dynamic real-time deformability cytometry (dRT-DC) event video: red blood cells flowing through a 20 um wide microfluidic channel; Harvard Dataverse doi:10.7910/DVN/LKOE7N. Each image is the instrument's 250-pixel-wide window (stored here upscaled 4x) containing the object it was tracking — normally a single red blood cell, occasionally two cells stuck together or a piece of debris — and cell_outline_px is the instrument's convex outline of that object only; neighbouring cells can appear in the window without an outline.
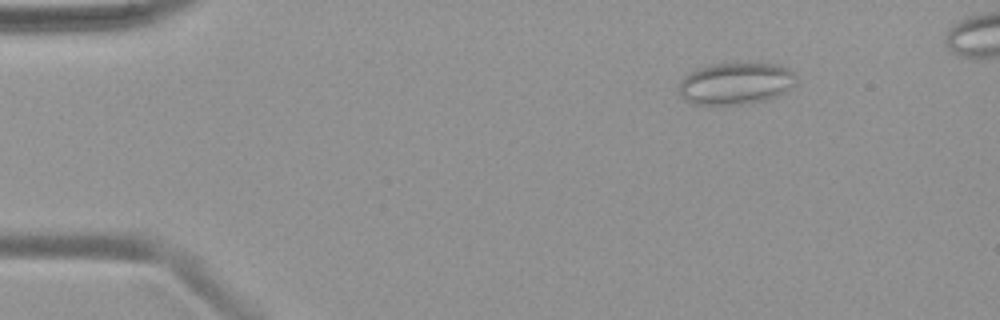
{"species": "common noctule bat (a hibernating species)", "species_latin": "Nyctalus noctula", "temperature_condition": "warm", "stored_images_in_passage": 48, "camera_frame_rate_fps": 3000, "um_per_image_px": 0.085, "animal": {"sex": "female", "body_mass_g": 19.9}, "frame": {"image": 1, "passage_image": 7, "time_ms": 2.0, "image_size_px": [1000, 320], "cell_outline_px": [[796, 84], [784, 92], [776, 96], [764, 100], [740, 104], [692, 104], [684, 100], [680, 96], [680, 80], [688, 72], [704, 64], [780, 64], [796, 72]], "centroid_in_image_um": [62.52, 7.08], "position_along_channel_um": 22.5, "area_um2": 28.78}}
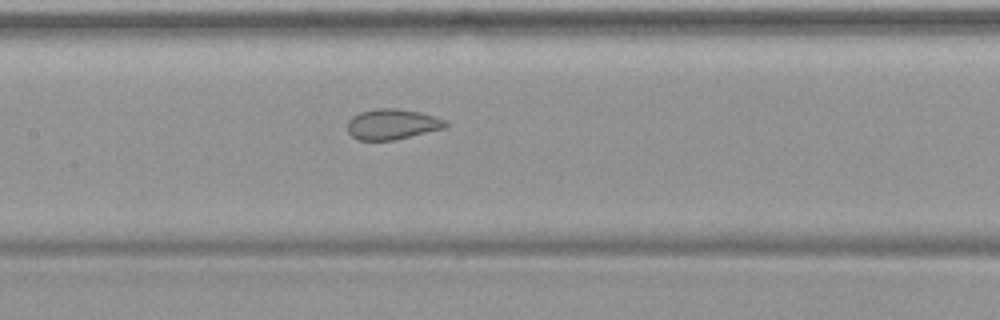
{"frame": {"image": 2, "passage_image": 24, "time_ms": 7.667, "image_size_px": [1000, 320], "cell_outline_px": [[448, 124], [444, 128], [396, 140], [360, 140], [352, 136], [348, 132], [348, 120], [352, 116], [360, 112], [376, 108], [396, 108], [420, 112], [444, 120]], "centroid_in_image_um": [33.31, 10.56], "position_along_channel_um": 174.1, "area_um2": 17.34}}
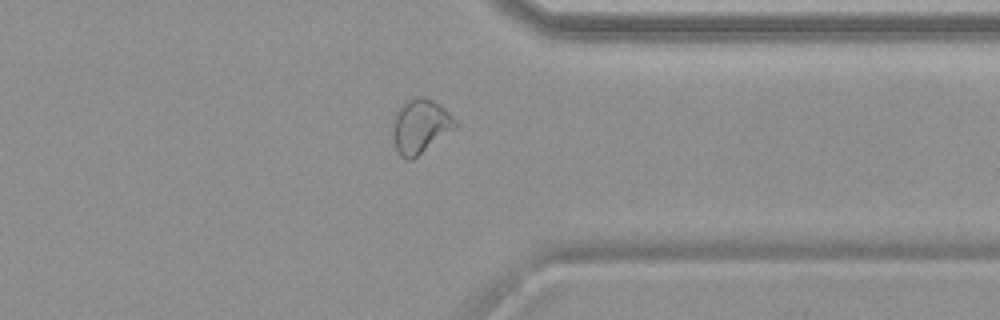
{"frame": {"image": 3, "passage_image": 39, "time_ms": 12.667, "image_size_px": [1000, 320], "cell_outline_px": [[460, 124], [456, 128], [412, 160], [408, 160], [400, 156], [396, 148], [392, 136], [392, 124], [396, 108], [400, 104], [416, 96], [424, 96], [440, 104]], "centroid_in_image_um": [35.71, 10.71], "position_along_channel_um": 375.7, "area_um2": 20.11}}